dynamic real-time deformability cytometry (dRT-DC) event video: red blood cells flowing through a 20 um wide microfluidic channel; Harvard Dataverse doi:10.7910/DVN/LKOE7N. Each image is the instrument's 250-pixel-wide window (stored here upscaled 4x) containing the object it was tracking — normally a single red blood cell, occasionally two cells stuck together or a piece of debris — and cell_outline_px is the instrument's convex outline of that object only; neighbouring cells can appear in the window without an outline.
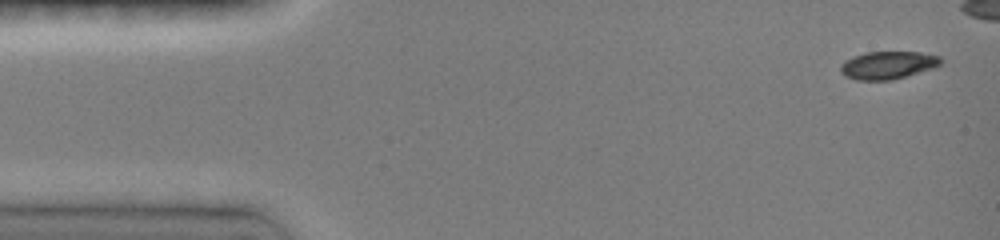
{"species": "common noctule bat (a hibernating species)", "species_latin": "Nyctalus noctula", "temperature_condition": "room temperature", "stored_images_in_passage": 33, "camera_frame_rate_fps": 3000, "um_per_image_px": 0.085, "animal": {"sex": "female", "body_mass_g": 19.0, "forearm_length_mm": 51.5}, "frame": {"image": 1, "passage_image": 1, "time_ms": 0.0, "image_size_px": [1000, 240], "cell_outline_px": [[944, 60], [940, 64], [932, 68], [892, 80], [856, 80], [844, 76], [840, 72], [840, 64], [844, 60], [852, 56], [864, 52], [920, 52], [940, 56]], "centroid_in_image_um": [75.42, 5.53], "position_along_channel_um": 9.6, "area_um2": 16.36}}
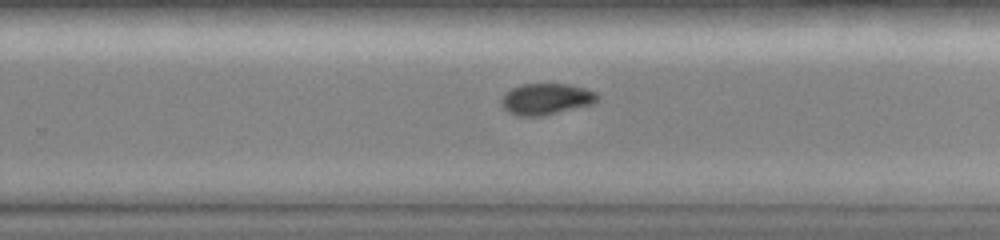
{"frame": {"image": 2, "passage_image": 23, "time_ms": 9.333, "image_size_px": [1000, 240], "cell_outline_px": [[600, 96], [596, 104], [540, 116], [516, 116], [508, 112], [500, 104], [500, 100], [512, 88], [524, 84], [568, 84], [584, 88], [596, 92]], "centroid_in_image_um": [46.46, 8.43], "position_along_channel_um": 283.3, "area_um2": 17.57}}
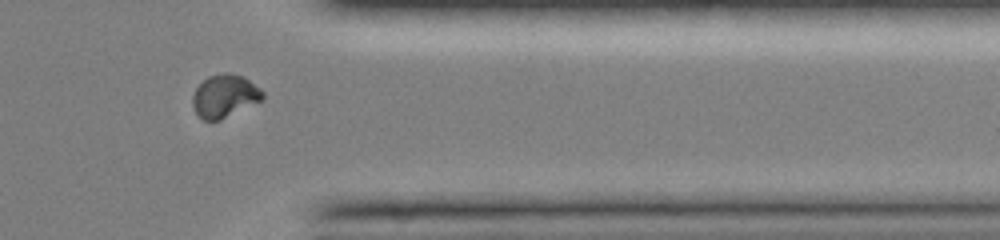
{"frame": {"image": 3, "passage_image": 29, "time_ms": 12.0, "image_size_px": [1000, 240], "cell_outline_px": [[264, 100], [220, 120], [204, 120], [196, 112], [192, 104], [192, 96], [196, 88], [208, 76], [224, 72], [228, 72], [244, 76], [260, 88], [264, 92]], "centroid_in_image_um": [19.13, 8.15], "position_along_channel_um": 392.3, "area_um2": 17.63}}